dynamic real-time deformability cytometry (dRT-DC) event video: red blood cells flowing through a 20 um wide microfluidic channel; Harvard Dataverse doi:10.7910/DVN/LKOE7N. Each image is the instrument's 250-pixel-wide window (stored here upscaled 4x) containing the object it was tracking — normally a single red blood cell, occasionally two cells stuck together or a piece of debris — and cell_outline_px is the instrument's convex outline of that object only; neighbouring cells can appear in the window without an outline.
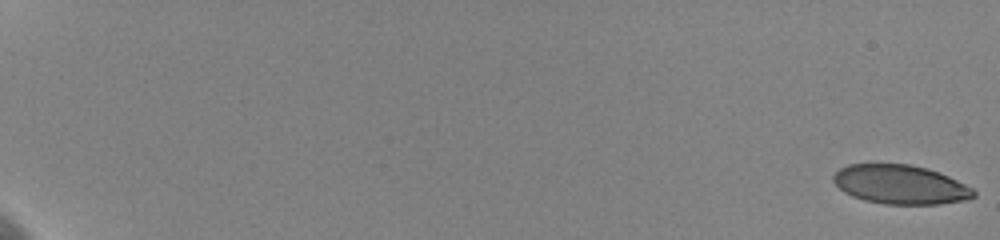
{"species": "human", "species_latin": "Homo sapiens", "temperature_condition": "cold", "stored_images_in_passage": 46, "camera_frame_rate_fps": 3000, "um_per_image_px": 0.085, "donor": {"sex": "female"}, "frame": {"image": 1, "passage_image": 1, "time_ms": 0.0, "image_size_px": [1000, 240], "cell_outline_px": [[976, 196], [968, 200], [940, 204], [884, 204], [864, 200], [852, 196], [844, 192], [832, 180], [832, 176], [840, 168], [848, 164], [912, 164], [928, 168], [948, 176], [972, 188], [976, 192]], "centroid_in_image_um": [76.54, 15.69], "position_along_channel_um": 8.5, "area_um2": 32.08}}
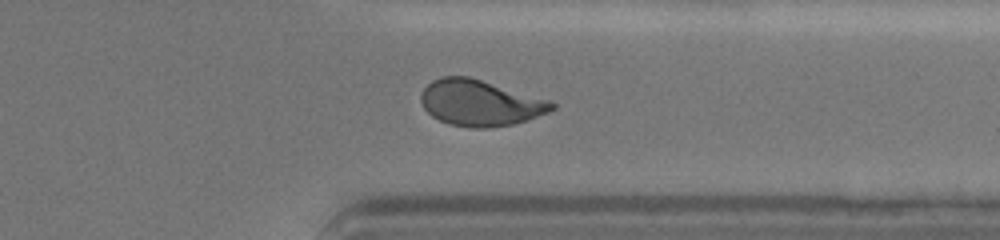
{"frame": {"image": 2, "passage_image": 39, "time_ms": 16.333, "image_size_px": [1000, 240], "cell_outline_px": [[556, 108], [548, 112], [512, 124], [488, 128], [472, 128], [448, 124], [432, 116], [424, 108], [420, 100], [420, 96], [424, 88], [432, 80], [440, 76], [468, 76], [552, 100], [556, 104]], "centroid_in_image_um": [40.8, 8.74], "position_along_channel_um": 370.6, "area_um2": 35.14}}
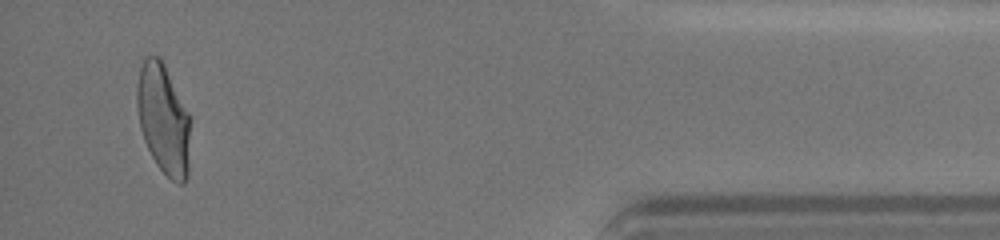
{"frame": {"image": 3, "passage_image": 45, "time_ms": 19.0, "image_size_px": [1000, 240], "cell_outline_px": [[192, 116], [188, 176], [184, 184], [176, 184], [156, 164], [144, 140], [140, 128], [136, 104], [136, 88], [140, 68], [144, 60], [148, 56], [160, 56]], "centroid_in_image_um": [13.93, 10.14], "position_along_channel_um": 421.3, "area_um2": 35.08}, "authors_computed_cell_mechanics": {"area_um2": 34.4488, "velocity_mm_per_s": 3.6007, "shape_relaxation_time_tau1_ms": 4.9946, "shape_relaxation_time_tau2_ms": 1.1553, "deformation_change_tau1": 0.1679, "deformation_change_tau2": 0.0472}}